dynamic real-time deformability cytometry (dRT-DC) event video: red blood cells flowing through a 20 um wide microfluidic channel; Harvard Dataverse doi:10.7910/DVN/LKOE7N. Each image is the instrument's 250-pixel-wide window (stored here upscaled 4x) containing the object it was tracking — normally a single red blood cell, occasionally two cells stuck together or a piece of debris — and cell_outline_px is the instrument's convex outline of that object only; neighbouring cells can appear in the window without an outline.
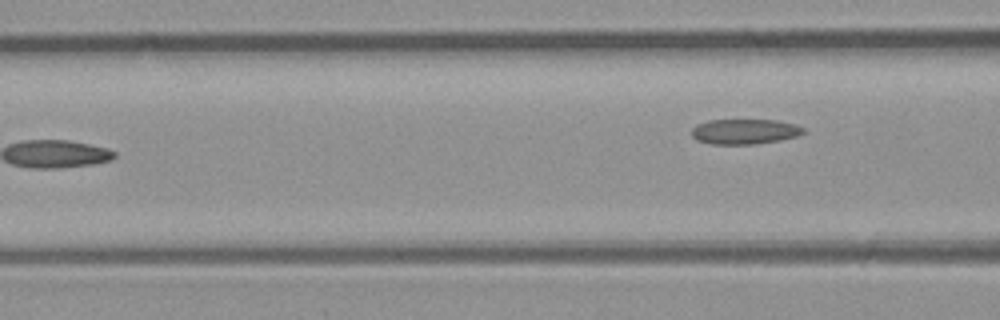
{"species": "common noctule bat (a hibernating species)", "species_latin": "Nyctalus noctula", "temperature_condition": "room temperature", "stored_images_in_passage": 5, "camera_frame_rate_fps": 3000, "um_per_image_px": 0.085, "animal": {"sex": "male", "body_mass_g": 23.1, "forearm_length_mm": 52.7}, "frame": {"image": 1, "passage_image": 5, "time_ms": 4.667, "image_size_px": [1000, 320], "cell_outline_px": [[804, 132], [796, 136], [780, 140], [756, 144], [712, 144], [696, 140], [692, 136], [692, 128], [696, 124], [708, 120], [776, 120], [796, 124], [804, 128]], "centroid_in_image_um": [63.27, 11.18], "position_along_channel_um": 103.3, "area_um2": 16.42}}